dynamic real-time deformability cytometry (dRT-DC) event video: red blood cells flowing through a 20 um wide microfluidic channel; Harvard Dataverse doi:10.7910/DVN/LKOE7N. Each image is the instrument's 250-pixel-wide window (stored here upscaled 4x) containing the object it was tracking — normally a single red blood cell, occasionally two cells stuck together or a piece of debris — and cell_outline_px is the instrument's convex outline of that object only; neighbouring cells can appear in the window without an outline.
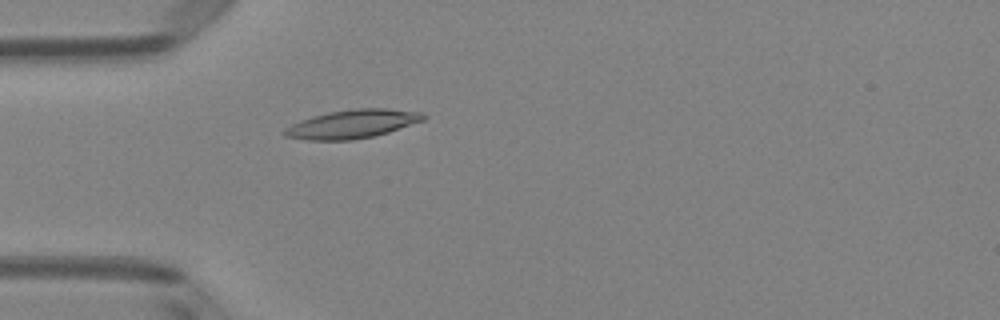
{"species": "Egyptian fruit bat (a non-hibernating species)", "species_latin": "Rousettus aegyptiacus", "temperature_condition": "room temperature", "stored_images_in_passage": 45, "camera_frame_rate_fps": 3000, "um_per_image_px": 0.085, "animal": {"sex": "female"}, "frame": {"image": 1, "passage_image": 10, "time_ms": 3.0, "image_size_px": [1000, 320], "cell_outline_px": [[428, 116], [424, 120], [388, 132], [372, 136], [352, 140], [308, 140], [284, 136], [280, 132], [284, 128], [300, 120], [312, 116], [328, 112], [352, 108], [384, 108], [424, 112]], "centroid_in_image_um": [29.93, 10.53], "position_along_channel_um": 55.1, "area_um2": 23.29}}
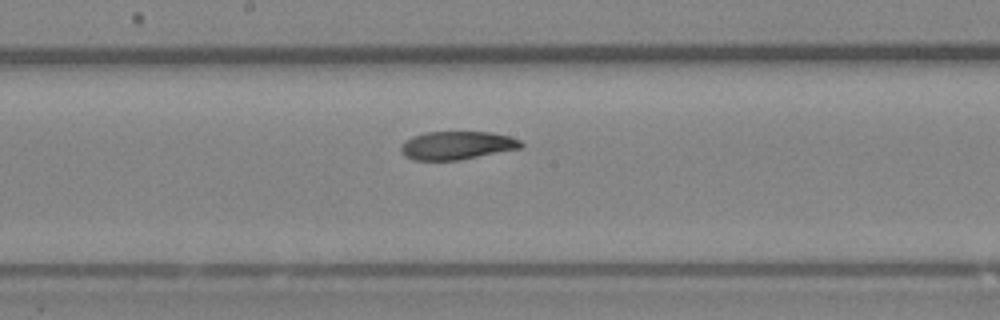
{"frame": {"image": 2, "passage_image": 22, "time_ms": 7.0, "image_size_px": [1000, 320], "cell_outline_px": [[524, 148], [460, 160], [412, 160], [404, 156], [400, 152], [400, 144], [404, 140], [412, 136], [424, 132], [488, 132], [508, 136], [520, 140], [524, 144]], "centroid_in_image_um": [38.81, 12.37], "position_along_channel_um": 209.4, "area_um2": 20.11}}
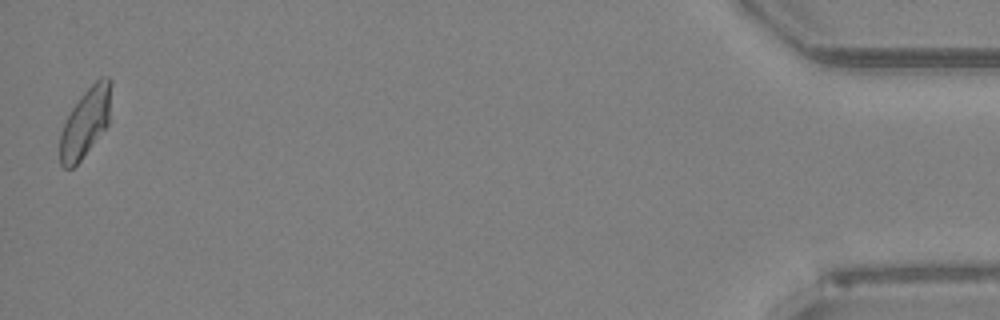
{"frame": {"image": 3, "passage_image": 45, "time_ms": 14.667, "image_size_px": [1000, 320], "cell_outline_px": [[112, 84], [108, 124], [80, 160], [72, 168], [64, 168], [60, 164], [60, 132], [72, 108], [80, 96], [100, 76], [108, 76], [112, 80]], "centroid_in_image_um": [7.27, 10.37], "position_along_channel_um": 427.9, "area_um2": 20.35}, "authors_computed_cell_mechanics": {"area_um2": 20.8658, "velocity_mm_per_s": 4.0245, "shape_relaxation_time_tau1_ms": 7.1566, "shape_relaxation_time_tau2_ms": 3.9161, "deformation_change_tau1": 0.2093, "deformation_change_tau2": 0.1078}}